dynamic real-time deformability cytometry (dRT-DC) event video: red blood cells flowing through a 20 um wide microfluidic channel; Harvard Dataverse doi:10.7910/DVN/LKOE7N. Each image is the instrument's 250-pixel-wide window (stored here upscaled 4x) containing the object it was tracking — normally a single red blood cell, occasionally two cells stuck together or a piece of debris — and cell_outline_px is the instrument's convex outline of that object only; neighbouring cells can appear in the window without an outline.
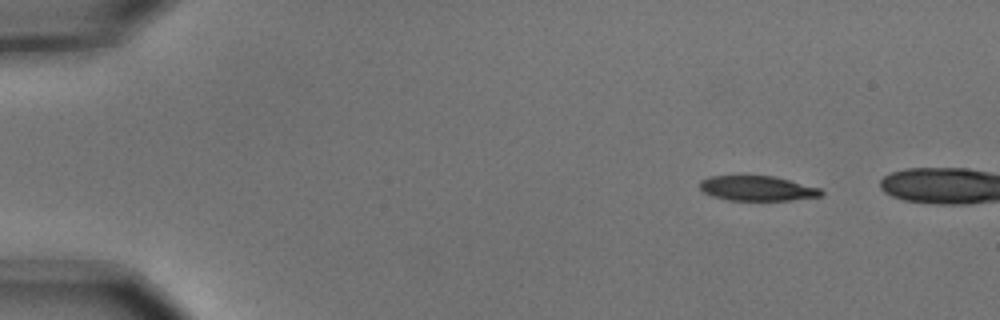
{"species": "common noctule bat (a hibernating species)", "species_latin": "Nyctalus noctula", "temperature_condition": "cold", "stored_images_in_passage": 4, "camera_frame_rate_fps": 3000, "um_per_image_px": 0.085, "animal": {"sex": "male", "body_mass_g": 15.6}, "frame": {"image": 1, "passage_image": 1, "time_ms": 0.0, "image_size_px": [1000, 320], "cell_outline_px": [[824, 192], [820, 196], [792, 200], [728, 200], [712, 196], [704, 192], [700, 188], [700, 180], [708, 176], [772, 176], [820, 188]], "centroid_in_image_um": [64.34, 16.01], "position_along_channel_um": 20.7, "area_um2": 17.46}}